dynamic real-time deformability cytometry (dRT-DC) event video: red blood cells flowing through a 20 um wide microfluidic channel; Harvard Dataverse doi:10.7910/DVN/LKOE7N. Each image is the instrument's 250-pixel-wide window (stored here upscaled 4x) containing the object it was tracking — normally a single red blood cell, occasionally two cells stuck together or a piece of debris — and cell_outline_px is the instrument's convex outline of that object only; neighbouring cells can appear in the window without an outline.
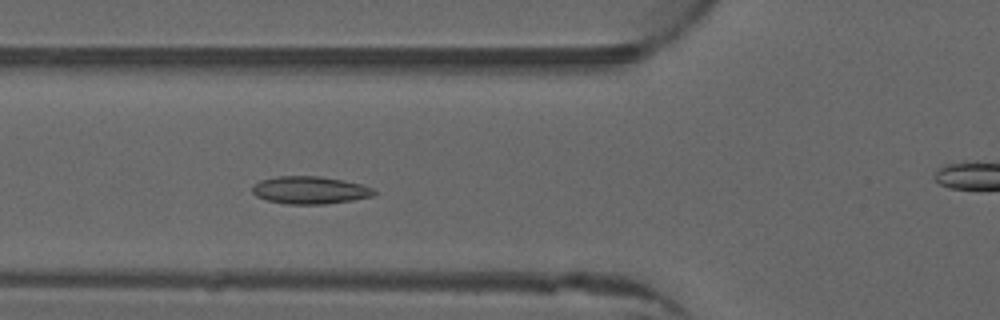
{"species": "common noctule bat (a hibernating species)", "species_latin": "Nyctalus noctula", "temperature_condition": "warm", "stored_images_in_passage": 48, "camera_frame_rate_fps": 3000, "um_per_image_px": 0.085, "animal": {"sex": "male", "forearm_length_mm": 52.5}, "frame": {"image": 1, "passage_image": 15, "time_ms": 4.667, "image_size_px": [1000, 320], "cell_outline_px": [[376, 192], [372, 196], [352, 200], [324, 204], [284, 204], [268, 200], [256, 196], [252, 192], [252, 188], [260, 180], [276, 176], [320, 176], [344, 180], [360, 184], [372, 188]], "centroid_in_image_um": [26.33, 16.16], "position_along_channel_um": 99.5, "area_um2": 19.48}}
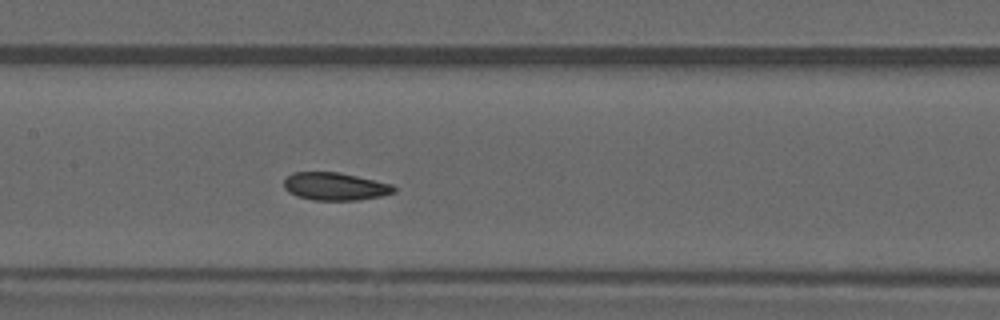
{"frame": {"image": 2, "passage_image": 21, "time_ms": 6.667, "image_size_px": [1000, 320], "cell_outline_px": [[396, 192], [380, 196], [356, 200], [312, 200], [296, 196], [288, 192], [284, 188], [284, 180], [292, 172], [340, 172], [392, 184], [396, 188]], "centroid_in_image_um": [28.47, 15.84], "position_along_channel_um": 178.9, "area_um2": 17.86}}
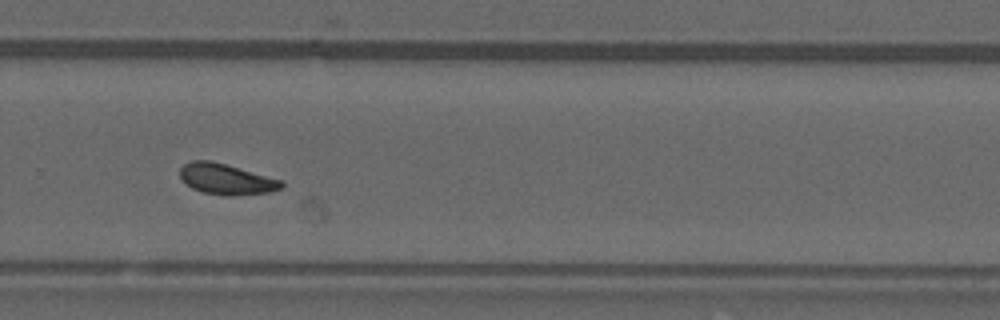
{"frame": {"image": 3, "passage_image": 31, "time_ms": 10.0, "image_size_px": [1000, 320], "cell_outline_px": [[284, 188], [268, 192], [232, 196], [228, 196], [204, 192], [192, 188], [180, 176], [180, 168], [184, 164], [192, 160], [208, 160], [224, 164], [284, 180]], "centroid_in_image_um": [19.28, 15.23], "position_along_channel_um": 310.5, "area_um2": 18.03}, "authors_computed_cell_mechanics": {"area_um2": 18.1492, "velocity_mm_per_s": 3.9658, "shape_relaxation_time_tau1_ms": 5.0994, "shape_relaxation_time_tau2_ms": 2.6127, "deformation_change_tau1": 0.1332, "deformation_change_tau2": 0.0568}}